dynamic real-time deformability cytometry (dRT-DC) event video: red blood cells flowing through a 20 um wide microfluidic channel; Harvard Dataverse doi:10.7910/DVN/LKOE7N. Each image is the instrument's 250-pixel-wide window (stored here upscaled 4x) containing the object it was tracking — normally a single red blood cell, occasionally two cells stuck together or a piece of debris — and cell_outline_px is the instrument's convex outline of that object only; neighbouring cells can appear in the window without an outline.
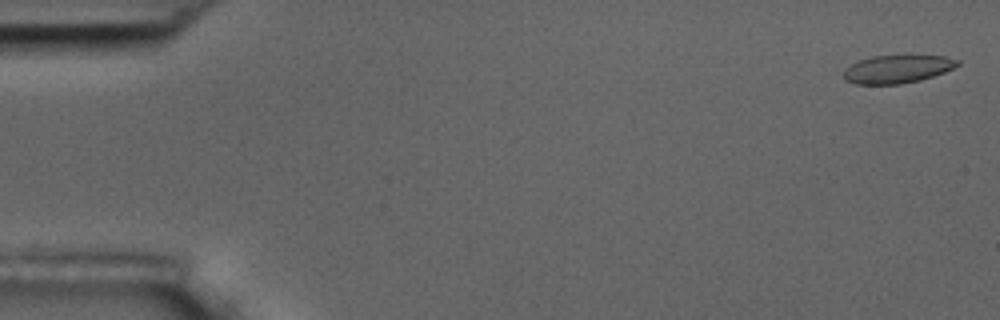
{"species": "common noctule bat (a hibernating species)", "species_latin": "Nyctalus noctula", "temperature_condition": "room temperature", "stored_images_in_passage": 5, "camera_frame_rate_fps": 3000, "um_per_image_px": 0.085, "animal": {"sex": "male", "body_mass_g": 17.5, "forearm_length_mm": 52.3}, "frame": {"image": 1, "passage_image": 1, "time_ms": 0.0, "image_size_px": [1000, 320], "cell_outline_px": [[960, 64], [944, 72], [920, 80], [900, 84], [856, 84], [844, 80], [844, 72], [852, 64], [860, 60], [872, 56], [944, 56], [960, 60]], "centroid_in_image_um": [76.28, 5.88], "position_along_channel_um": 8.7, "area_um2": 18.32}}
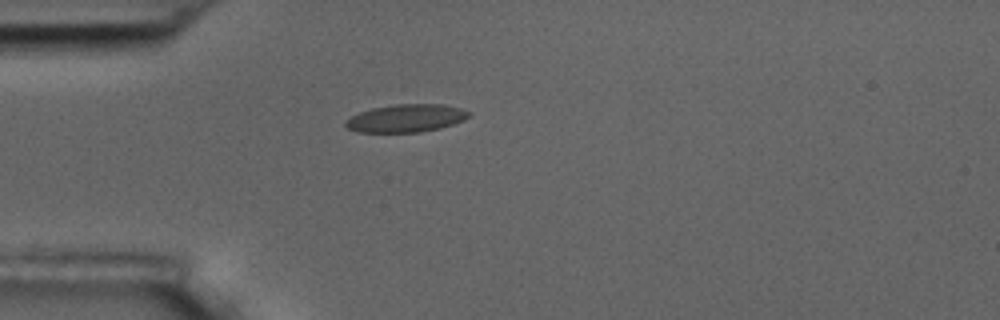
{"frame": {"image": 2, "passage_image": 4, "time_ms": 4.667, "image_size_px": [1000, 320], "cell_outline_px": [[472, 112], [464, 120], [440, 128], [420, 132], [360, 132], [348, 128], [344, 124], [344, 120], [360, 112], [372, 108], [396, 104], [444, 104], [460, 108]], "centroid_in_image_um": [34.52, 10.04], "position_along_channel_um": 50.5, "area_um2": 19.94}}